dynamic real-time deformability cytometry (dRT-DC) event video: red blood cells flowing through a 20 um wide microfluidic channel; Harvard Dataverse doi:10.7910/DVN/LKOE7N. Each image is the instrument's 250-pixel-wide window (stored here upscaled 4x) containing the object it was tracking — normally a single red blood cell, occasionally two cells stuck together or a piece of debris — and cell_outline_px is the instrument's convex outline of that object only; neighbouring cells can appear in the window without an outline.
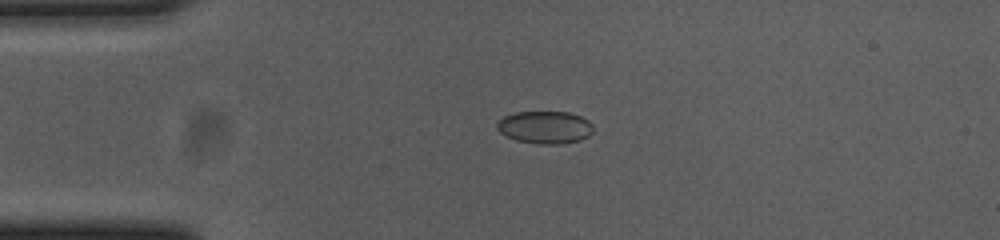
{"species": "common noctule bat (a hibernating species)", "species_latin": "Nyctalus noctula", "temperature_condition": "cold", "stored_images_in_passage": 44, "camera_frame_rate_fps": 3000, "um_per_image_px": 0.085, "animal": {"sex": "female", "body_mass_g": 23.0, "forearm_length_mm": 53.4}, "frame": {"image": 1, "passage_image": 2, "time_ms": 0.333, "image_size_px": [1000, 240], "cell_outline_px": [[592, 132], [588, 136], [580, 140], [560, 144], [540, 144], [516, 140], [500, 132], [496, 128], [496, 124], [504, 116], [516, 112], [568, 112], [580, 116], [588, 120], [592, 124]], "centroid_in_image_um": [46.33, 10.82], "position_along_channel_um": 38.7, "area_um2": 18.15}}
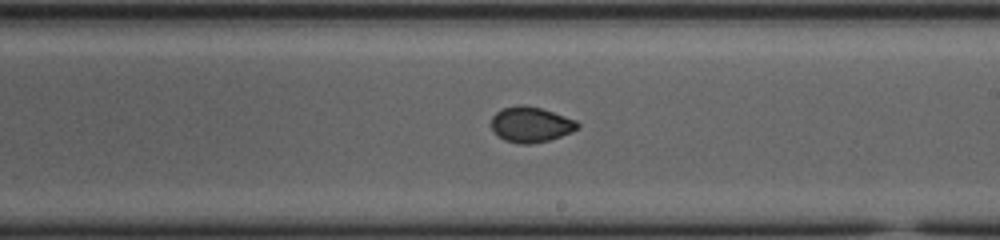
{"frame": {"image": 2, "passage_image": 21, "time_ms": 6.667, "image_size_px": [1000, 240], "cell_outline_px": [[580, 128], [572, 132], [548, 140], [528, 144], [520, 144], [504, 140], [492, 128], [492, 116], [496, 112], [504, 108], [520, 104], [524, 104], [540, 108], [576, 120], [580, 124]], "centroid_in_image_um": [45.14, 10.58], "position_along_channel_um": 243.9, "area_um2": 17.63}}
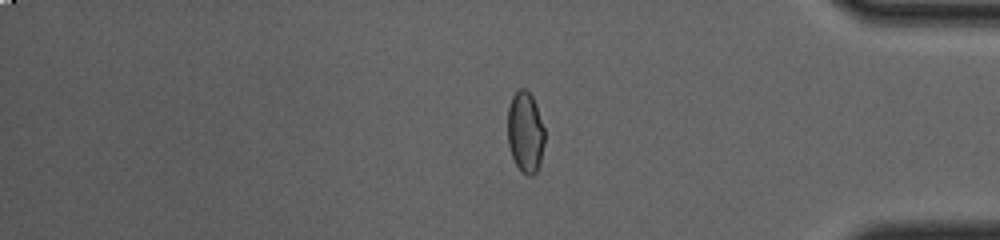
{"frame": {"image": 3, "passage_image": 35, "time_ms": 11.333, "image_size_px": [1000, 240], "cell_outline_px": [[544, 144], [540, 164], [536, 172], [532, 176], [528, 176], [520, 172], [512, 156], [508, 144], [508, 108], [512, 96], [520, 88], [524, 88], [532, 96], [536, 104], [544, 128]], "centroid_in_image_um": [44.65, 11.26], "position_along_channel_um": 390.5, "area_um2": 17.57}, "authors_computed_cell_mechanics": {"area_um2": 17.8024, "velocity_mm_per_s": 3.6817, "shape_relaxation_time_tau1_ms": null, "shape_relaxation_time_tau2_ms": 0.9405, "deformation_change_tau1": null, "deformation_change_tau2": 0.0348}}